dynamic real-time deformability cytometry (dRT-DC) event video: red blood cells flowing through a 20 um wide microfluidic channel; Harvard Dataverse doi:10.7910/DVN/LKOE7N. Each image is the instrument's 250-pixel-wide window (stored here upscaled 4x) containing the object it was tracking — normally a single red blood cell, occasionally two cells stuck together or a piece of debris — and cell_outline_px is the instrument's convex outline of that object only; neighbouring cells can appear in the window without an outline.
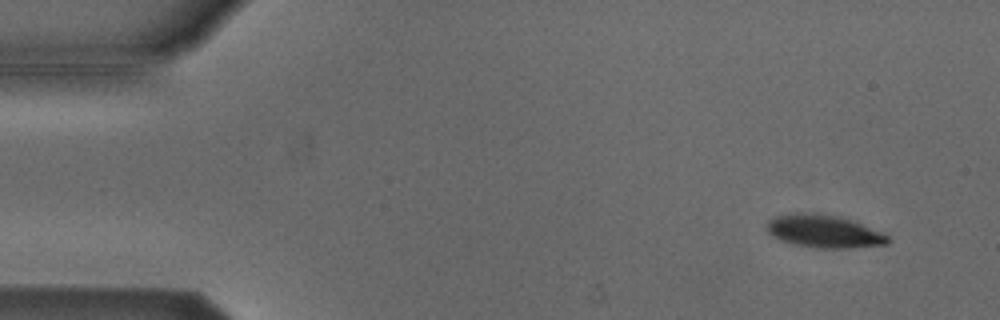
{"species": "Egyptian fruit bat (a non-hibernating species)", "species_latin": "Rousettus aegyptiacus", "temperature_condition": "cold", "stored_images_in_passage": 54, "camera_frame_rate_fps": 3000, "um_per_image_px": 0.085, "animal": {"sex": "male"}, "frame": {"image": 1, "passage_image": 4, "time_ms": 1.0, "image_size_px": [1000, 320], "cell_outline_px": [[888, 244], [848, 248], [812, 248], [788, 244], [772, 236], [764, 228], [768, 220], [776, 216], [800, 212], [840, 216], [880, 232], [888, 236]], "centroid_in_image_um": [69.94, 19.68], "position_along_channel_um": 15.1, "area_um2": 23.12}}
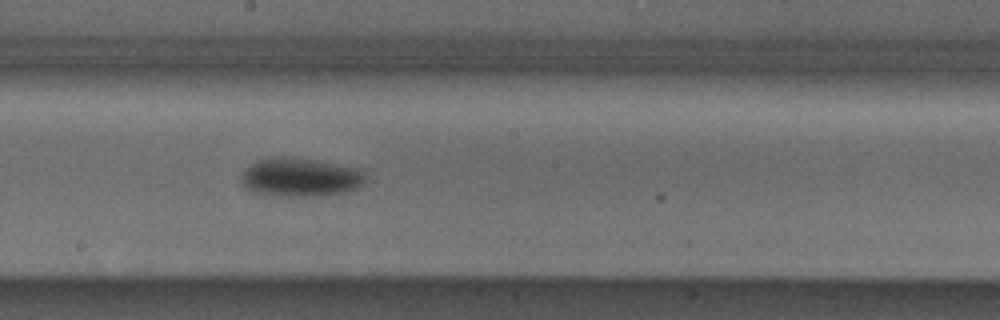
{"frame": {"image": 2, "passage_image": 29, "time_ms": 9.333, "image_size_px": [1000, 320], "cell_outline_px": [[364, 180], [356, 188], [344, 192], [312, 196], [284, 196], [252, 192], [240, 180], [240, 176], [256, 160], [272, 156], [292, 156], [316, 160], [356, 168], [364, 172]], "centroid_in_image_um": [25.48, 15.04], "position_along_channel_um": 222.7, "area_um2": 27.74}}
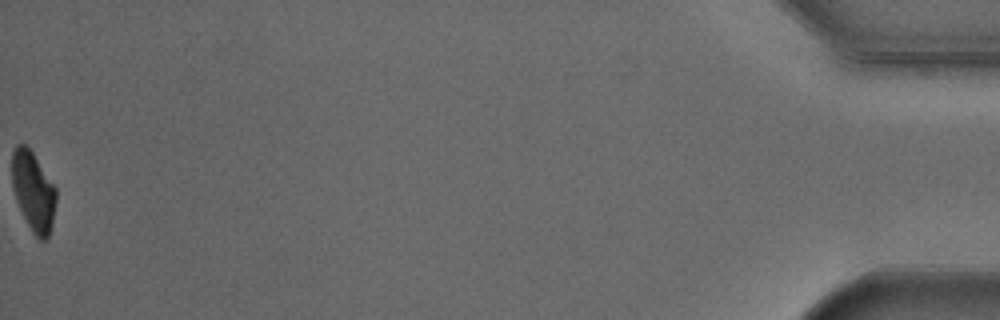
{"frame": {"image": 3, "passage_image": 54, "time_ms": 17.667, "image_size_px": [1000, 320], "cell_outline_px": [[56, 200], [52, 224], [48, 236], [44, 240], [40, 240], [32, 232], [16, 200], [12, 184], [12, 152], [16, 144], [24, 144], [32, 152], [56, 188]], "centroid_in_image_um": [2.82, 16.25], "position_along_channel_um": 432.4, "area_um2": 20.11}, "authors_computed_cell_mechanics": {"area_um2": 24.3916, "velocity_mm_per_s": 3.7928, "shape_relaxation_time_tau1_ms": 2.3276, "shape_relaxation_time_tau2_ms": null, "deformation_change_tau1": 0.0857, "deformation_change_tau2": null}}